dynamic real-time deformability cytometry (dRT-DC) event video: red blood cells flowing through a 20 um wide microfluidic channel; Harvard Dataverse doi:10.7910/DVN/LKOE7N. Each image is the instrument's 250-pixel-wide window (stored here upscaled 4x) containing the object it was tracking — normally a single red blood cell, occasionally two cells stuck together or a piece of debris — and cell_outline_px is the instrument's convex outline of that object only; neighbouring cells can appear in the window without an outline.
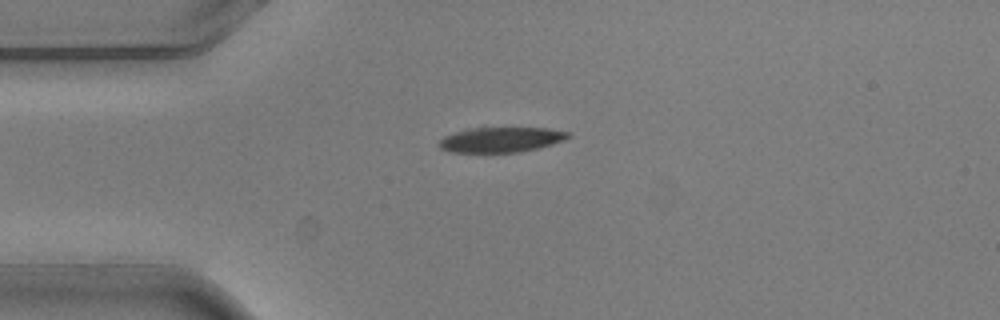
{"species": "common noctule bat (a hibernating species)", "species_latin": "Nyctalus noctula", "temperature_condition": "warm", "stored_images_in_passage": 4, "camera_frame_rate_fps": 3000, "um_per_image_px": 0.085, "animal": {"sex": "male", "body_mass_g": 20.5, "forearm_length_mm": 52.5}, "frame": {"image": 1, "passage_image": 1, "time_ms": 0.0, "image_size_px": [1000, 320], "cell_outline_px": [[572, 136], [564, 140], [540, 148], [520, 152], [452, 152], [440, 148], [436, 144], [444, 136], [464, 128], [548, 128], [572, 132]], "centroid_in_image_um": [42.6, 11.86], "position_along_channel_um": 42.4, "area_um2": 19.13}}
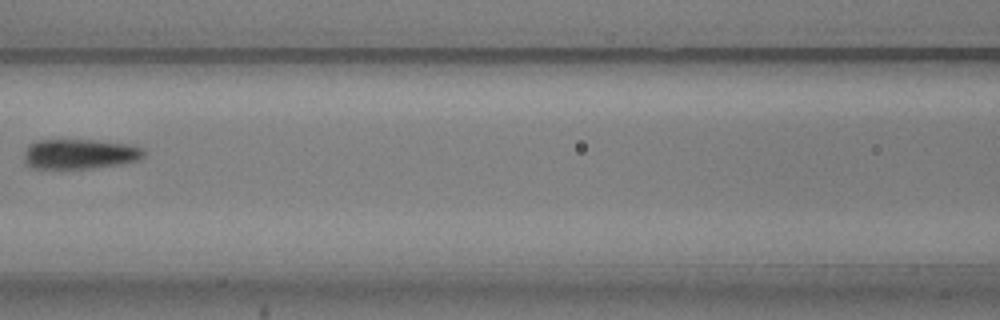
{"frame": {"image": 2, "passage_image": 4, "time_ms": 1.0, "image_size_px": [1000, 320], "cell_outline_px": [[144, 156], [140, 160], [120, 164], [88, 168], [32, 168], [24, 160], [24, 152], [28, 144], [36, 140], [96, 140], [128, 144], [144, 148]], "centroid_in_image_um": [6.78, 13.08], "position_along_channel_um": 159.8, "area_um2": 20.92}}